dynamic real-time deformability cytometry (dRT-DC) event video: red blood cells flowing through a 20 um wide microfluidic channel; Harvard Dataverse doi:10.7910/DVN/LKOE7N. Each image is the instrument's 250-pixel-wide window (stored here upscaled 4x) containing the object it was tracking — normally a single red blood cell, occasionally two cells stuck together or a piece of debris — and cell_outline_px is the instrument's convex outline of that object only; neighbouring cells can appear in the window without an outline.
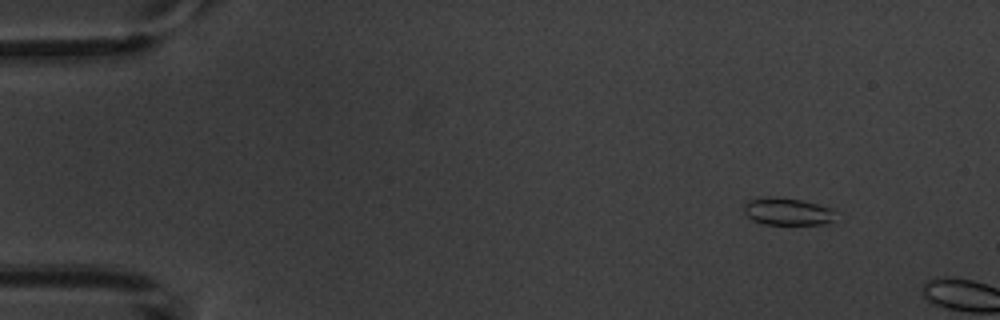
{"species": "common noctule bat (a hibernating species)", "species_latin": "Nyctalus noctula", "temperature_condition": "warm", "stored_images_in_passage": 3, "camera_frame_rate_fps": 3000, "um_per_image_px": 0.085, "animal": {"sex": "male", "body_mass_g": 20.1, "forearm_length_mm": 53.5}, "frame": {"image": 1, "passage_image": 2, "time_ms": 1.0, "image_size_px": [1000, 320], "cell_outline_px": [[832, 220], [824, 224], [764, 224], [752, 220], [744, 212], [744, 204], [748, 200], [768, 196], [776, 196], [800, 200], [832, 208]], "centroid_in_image_um": [66.85, 17.97], "position_along_channel_um": 18.1, "area_um2": 14.39}}